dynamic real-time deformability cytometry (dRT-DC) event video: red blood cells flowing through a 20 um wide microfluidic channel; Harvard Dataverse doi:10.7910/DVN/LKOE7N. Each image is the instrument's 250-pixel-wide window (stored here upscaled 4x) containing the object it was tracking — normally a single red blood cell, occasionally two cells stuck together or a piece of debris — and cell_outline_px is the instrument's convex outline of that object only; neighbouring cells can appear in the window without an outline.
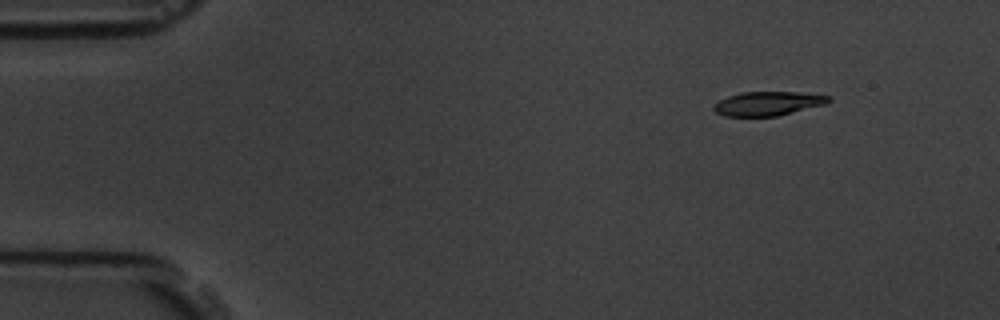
{"species": "common noctule bat (a hibernating species)", "species_latin": "Nyctalus noctula", "temperature_condition": "room temperature", "stored_images_in_passage": 4, "camera_frame_rate_fps": 3000, "um_per_image_px": 0.085, "animal": {"sex": "male", "body_mass_g": 19.5, "forearm_length_mm": 54.6}, "frame": {"image": 1, "passage_image": 1, "time_ms": 0.0, "image_size_px": [1000, 320], "cell_outline_px": [[832, 100], [824, 104], [776, 116], [724, 116], [716, 112], [712, 108], [720, 100], [728, 96], [744, 92], [796, 92], [828, 96]], "centroid_in_image_um": [65.24, 8.8], "position_along_channel_um": 19.8, "area_um2": 15.72}}
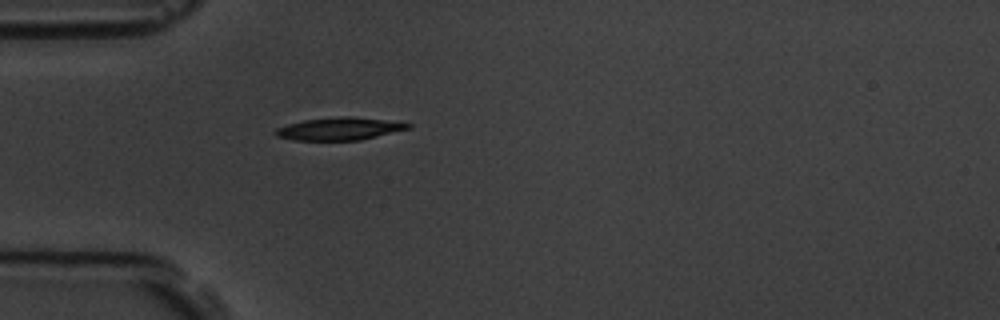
{"frame": {"image": 2, "passage_image": 4, "time_ms": 3.333, "image_size_px": [1000, 320], "cell_outline_px": [[412, 128], [360, 140], [292, 140], [276, 136], [276, 128], [288, 124], [304, 120], [340, 116], [348, 116], [384, 120], [412, 124]], "centroid_in_image_um": [28.85, 10.95], "position_along_channel_um": 56.1, "area_um2": 17.28}}